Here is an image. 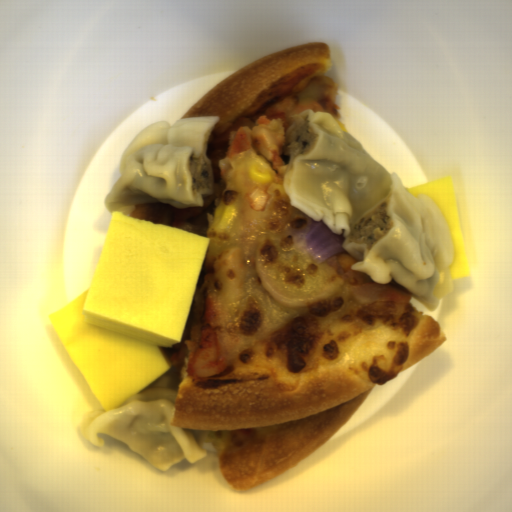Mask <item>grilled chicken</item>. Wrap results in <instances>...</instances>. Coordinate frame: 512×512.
<instances>
[{
  "label": "grilled chicken",
  "mask_w": 512,
  "mask_h": 512,
  "mask_svg": "<svg viewBox=\"0 0 512 512\" xmlns=\"http://www.w3.org/2000/svg\"><path fill=\"white\" fill-rule=\"evenodd\" d=\"M220 320L211 295L209 275L201 270L180 341L159 349L170 362L187 357L188 373L193 378L201 381L218 376L227 365L219 334Z\"/></svg>",
  "instance_id": "grilled-chicken-1"
},
{
  "label": "grilled chicken",
  "mask_w": 512,
  "mask_h": 512,
  "mask_svg": "<svg viewBox=\"0 0 512 512\" xmlns=\"http://www.w3.org/2000/svg\"><path fill=\"white\" fill-rule=\"evenodd\" d=\"M257 124L247 115L223 122L214 128L209 136L206 154L211 162L213 191L201 194L202 206L175 207L171 205L172 222L170 228L206 236L213 228L214 218L225 192V178L219 168V161L225 160L231 133L237 129L253 130Z\"/></svg>",
  "instance_id": "grilled-chicken-2"
},
{
  "label": "grilled chicken",
  "mask_w": 512,
  "mask_h": 512,
  "mask_svg": "<svg viewBox=\"0 0 512 512\" xmlns=\"http://www.w3.org/2000/svg\"><path fill=\"white\" fill-rule=\"evenodd\" d=\"M254 129L239 128L230 132L226 155L238 151H250L265 160L272 169L280 174V166H288L289 156L285 153V135L287 126L278 119L258 116Z\"/></svg>",
  "instance_id": "grilled-chicken-3"
},
{
  "label": "grilled chicken",
  "mask_w": 512,
  "mask_h": 512,
  "mask_svg": "<svg viewBox=\"0 0 512 512\" xmlns=\"http://www.w3.org/2000/svg\"><path fill=\"white\" fill-rule=\"evenodd\" d=\"M356 262L358 261L352 258L346 251L327 258L329 267L337 271L350 284L357 286L376 283L366 274L351 269Z\"/></svg>",
  "instance_id": "grilled-chicken-4"
},
{
  "label": "grilled chicken",
  "mask_w": 512,
  "mask_h": 512,
  "mask_svg": "<svg viewBox=\"0 0 512 512\" xmlns=\"http://www.w3.org/2000/svg\"><path fill=\"white\" fill-rule=\"evenodd\" d=\"M389 292L392 294L390 300L396 303L397 305H403L408 302H411L412 294L408 292L404 287H402L393 278L389 285Z\"/></svg>",
  "instance_id": "grilled-chicken-5"
},
{
  "label": "grilled chicken",
  "mask_w": 512,
  "mask_h": 512,
  "mask_svg": "<svg viewBox=\"0 0 512 512\" xmlns=\"http://www.w3.org/2000/svg\"><path fill=\"white\" fill-rule=\"evenodd\" d=\"M270 194L260 189H253L247 194L254 211H263Z\"/></svg>",
  "instance_id": "grilled-chicken-6"
}]
</instances>
